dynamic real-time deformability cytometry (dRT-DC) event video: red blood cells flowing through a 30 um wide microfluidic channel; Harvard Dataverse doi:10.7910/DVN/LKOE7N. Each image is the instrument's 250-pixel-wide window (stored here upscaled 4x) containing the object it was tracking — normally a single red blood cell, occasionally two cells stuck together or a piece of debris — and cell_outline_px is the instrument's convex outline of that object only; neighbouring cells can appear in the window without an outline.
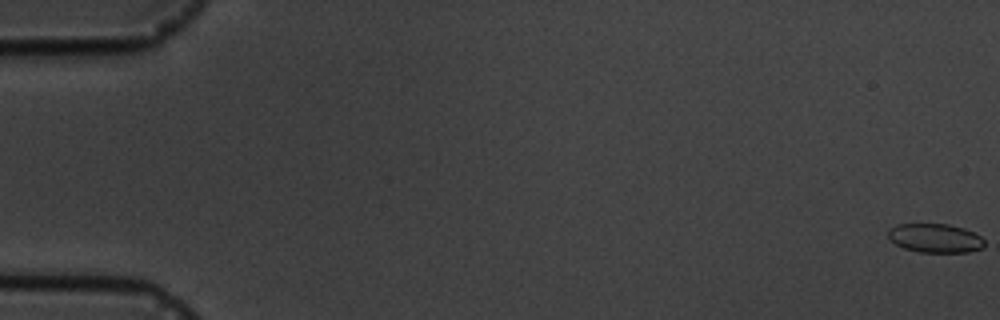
{"species": "common noctule bat (a hibernating species)", "species_latin": "Nyctalus noctula", "temperature_condition": "cold", "stored_images_in_passage": 6, "camera_frame_rate_fps": 3000, "um_per_image_px": 0.085, "animal": {"sex": "male", "body_mass_g": 19.5, "forearm_length_mm": 54.6}, "frame": {"image": 1, "passage_image": 1, "time_ms": 0.0, "image_size_px": [1000, 320], "cell_outline_px": [[984, 248], [968, 252], [920, 252], [904, 248], [896, 244], [888, 236], [888, 228], [896, 224], [948, 224], [964, 228], [980, 236], [984, 240]], "centroid_in_image_um": [79.49, 20.24], "position_along_channel_um": 5.5, "area_um2": 16.24}}